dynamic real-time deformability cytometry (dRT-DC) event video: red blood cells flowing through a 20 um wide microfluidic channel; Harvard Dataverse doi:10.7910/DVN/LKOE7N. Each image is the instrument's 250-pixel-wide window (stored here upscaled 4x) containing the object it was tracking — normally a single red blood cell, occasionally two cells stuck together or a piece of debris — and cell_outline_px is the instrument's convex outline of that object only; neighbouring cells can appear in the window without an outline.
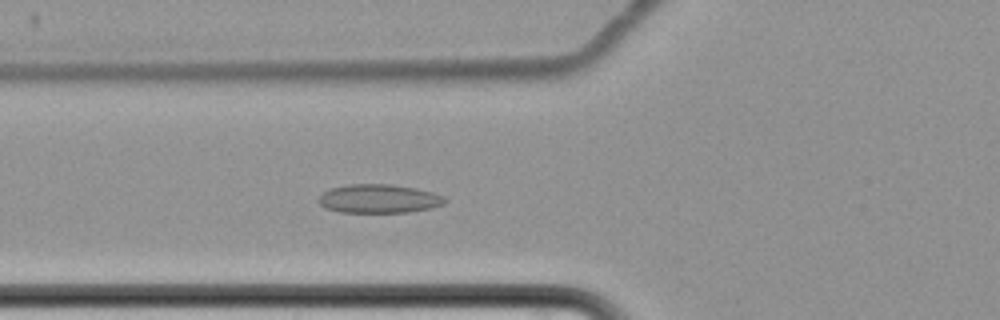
{"species": "common noctule bat (a hibernating species)", "species_latin": "Nyctalus noctula", "temperature_condition": "cold", "stored_images_in_passage": 8, "camera_frame_rate_fps": 3000, "um_per_image_px": 0.085, "animal": {"sex": "female", "body_mass_g": 22.7, "forearm_length_mm": 54.2}, "frame": {"image": 1, "passage_image": 8, "time_ms": 9.333, "image_size_px": [1000, 320], "cell_outline_px": [[448, 200], [444, 204], [432, 208], [408, 212], [340, 212], [324, 208], [320, 204], [320, 196], [324, 192], [332, 188], [348, 184], [392, 184], [416, 188], [432, 192], [444, 196]], "centroid_in_image_um": [32.25, 16.89], "position_along_channel_um": 93.6, "area_um2": 21.15}}